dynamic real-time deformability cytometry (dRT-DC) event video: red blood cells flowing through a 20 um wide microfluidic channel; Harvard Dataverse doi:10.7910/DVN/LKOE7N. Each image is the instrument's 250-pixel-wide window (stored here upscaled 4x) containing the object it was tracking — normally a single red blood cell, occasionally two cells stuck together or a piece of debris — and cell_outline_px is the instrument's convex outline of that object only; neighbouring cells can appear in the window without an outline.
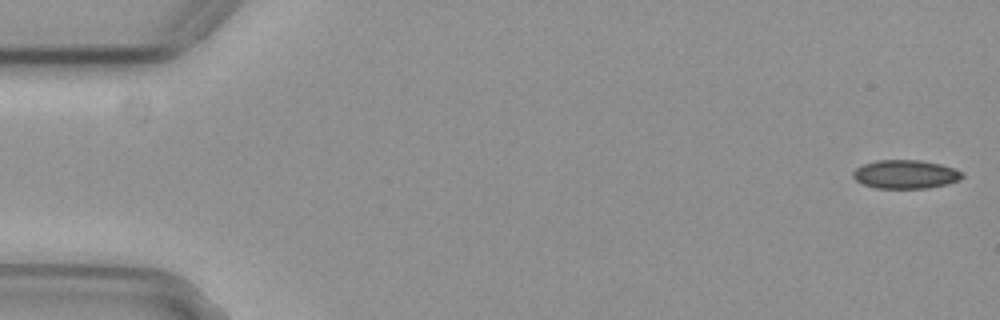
{"species": "common noctule bat (a hibernating species)", "species_latin": "Nyctalus noctula", "temperature_condition": "cold", "stored_images_in_passage": 50, "camera_frame_rate_fps": 3000, "um_per_image_px": 0.085, "animal": {"sex": "female", "body_mass_g": 29.2, "forearm_length_mm": 56.3}, "frame": {"image": 1, "passage_image": 1, "time_ms": 0.0, "image_size_px": [1000, 320], "cell_outline_px": [[964, 176], [960, 180], [948, 184], [928, 188], [876, 188], [864, 184], [856, 180], [852, 176], [852, 172], [856, 168], [864, 164], [876, 160], [920, 160], [940, 164], [956, 168], [964, 172]], "centroid_in_image_um": [77.01, 14.81], "position_along_channel_um": 8.0, "area_um2": 18.38}}
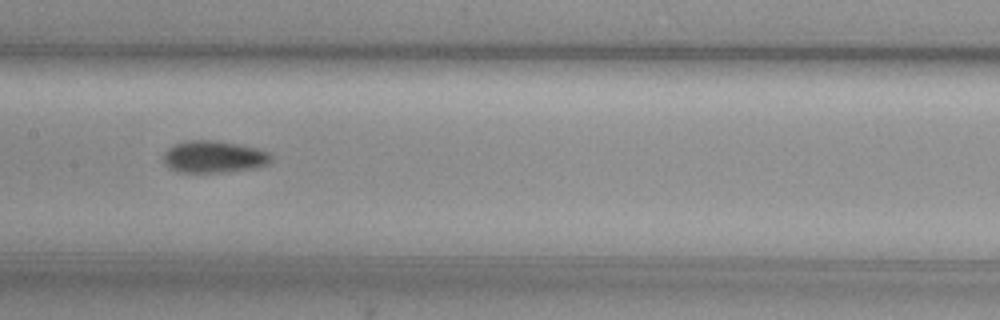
{"frame": {"image": 2, "passage_image": 27, "time_ms": 8.667, "image_size_px": [1000, 320], "cell_outline_px": [[272, 156], [268, 164], [252, 168], [228, 172], [176, 172], [168, 168], [160, 160], [160, 156], [172, 144], [188, 140], [216, 140], [256, 148], [268, 152]], "centroid_in_image_um": [18.07, 13.33], "position_along_channel_um": 189.3, "area_um2": 20.4}}
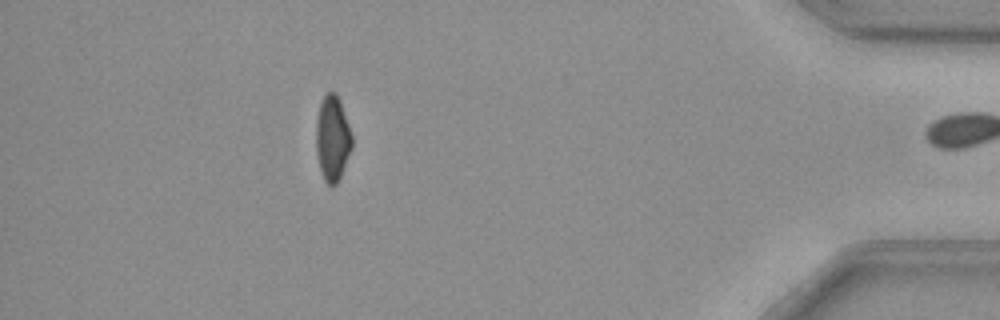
{"frame": {"image": 3, "passage_image": 49, "time_ms": 16.0, "image_size_px": [1000, 320], "cell_outline_px": [[352, 148], [340, 176], [336, 184], [328, 184], [324, 180], [320, 168], [316, 152], [316, 120], [320, 100], [328, 92], [336, 92], [340, 100], [352, 136]], "centroid_in_image_um": [28.25, 11.72], "position_along_channel_um": 407.0, "area_um2": 17.74}, "authors_computed_cell_mechanics": {"area_um2": 18.9873, "velocity_mm_per_s": 3.7307, "shape_relaxation_time_tau1_ms": 8.9368, "shape_relaxation_time_tau2_ms": null, "deformation_change_tau1": 0.1344, "deformation_change_tau2": null}}